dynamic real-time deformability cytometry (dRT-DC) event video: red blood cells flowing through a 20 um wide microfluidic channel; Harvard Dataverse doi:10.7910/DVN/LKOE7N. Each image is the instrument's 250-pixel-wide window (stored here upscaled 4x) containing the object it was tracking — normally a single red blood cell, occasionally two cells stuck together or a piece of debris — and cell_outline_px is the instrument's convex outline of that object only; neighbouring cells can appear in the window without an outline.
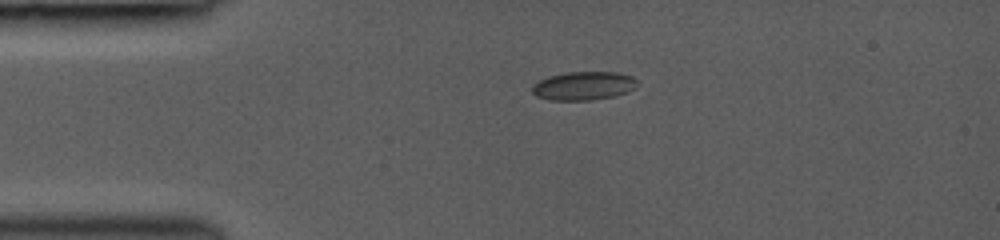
{"species": "common noctule bat (a hibernating species)", "species_latin": "Nyctalus noctula", "temperature_condition": "room temperature", "stored_images_in_passage": 25, "camera_frame_rate_fps": 3000, "um_per_image_px": 0.085, "animal": {"sex": "female", "body_mass_g": 19.0, "forearm_length_mm": 53.3}, "frame": {"image": 1, "passage_image": 1, "time_ms": 0.0, "image_size_px": [1000, 240], "cell_outline_px": [[636, 88], [628, 92], [616, 96], [588, 100], [552, 100], [536, 96], [532, 92], [532, 84], [548, 76], [568, 72], [616, 72], [632, 76], [636, 80]], "centroid_in_image_um": [49.61, 7.29], "position_along_channel_um": 35.4, "area_um2": 17.51}}
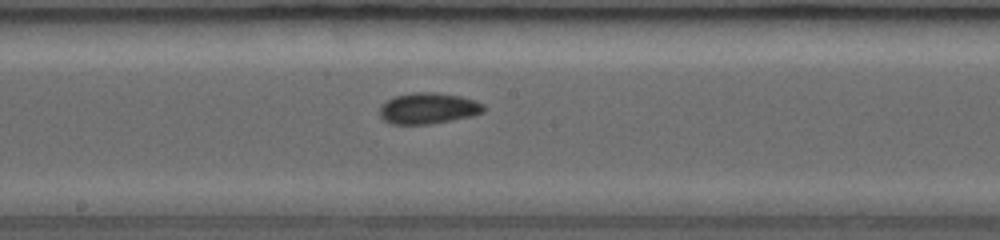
{"frame": {"image": 2, "passage_image": 11, "time_ms": 5.0, "image_size_px": [1000, 240], "cell_outline_px": [[484, 112], [472, 116], [432, 124], [392, 124], [384, 120], [380, 116], [380, 108], [392, 96], [412, 92], [436, 92], [460, 96], [484, 104]], "centroid_in_image_um": [36.4, 9.21], "position_along_channel_um": 211.8, "area_um2": 18.84}}
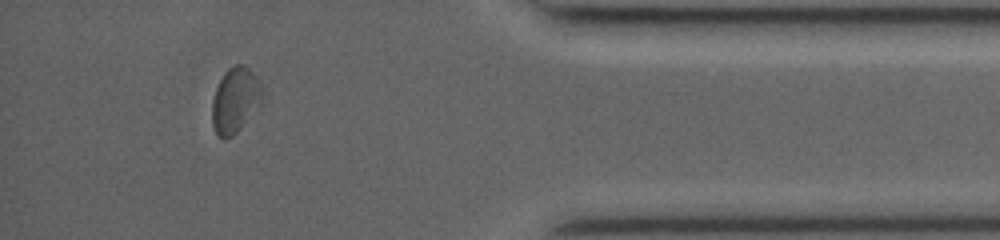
{"frame": {"image": 3, "passage_image": 22, "time_ms": 10.333, "image_size_px": [1000, 240], "cell_outline_px": [[264, 100], [240, 128], [232, 136], [224, 140], [216, 132], [212, 124], [212, 100], [216, 88], [224, 72], [228, 68], [236, 64], [244, 64], [252, 72], [260, 88]], "centroid_in_image_um": [19.97, 8.52], "position_along_channel_um": 415.2, "area_um2": 18.79}, "authors_computed_cell_mechanics": {"area_um2": 18.0336, "velocity_mm_per_s": 4.2592, "shape_relaxation_time_tau1_ms": 2.2688, "shape_relaxation_time_tau2_ms": 2.4081, "deformation_change_tau1": 0.079, "deformation_change_tau2": 0.0777}}